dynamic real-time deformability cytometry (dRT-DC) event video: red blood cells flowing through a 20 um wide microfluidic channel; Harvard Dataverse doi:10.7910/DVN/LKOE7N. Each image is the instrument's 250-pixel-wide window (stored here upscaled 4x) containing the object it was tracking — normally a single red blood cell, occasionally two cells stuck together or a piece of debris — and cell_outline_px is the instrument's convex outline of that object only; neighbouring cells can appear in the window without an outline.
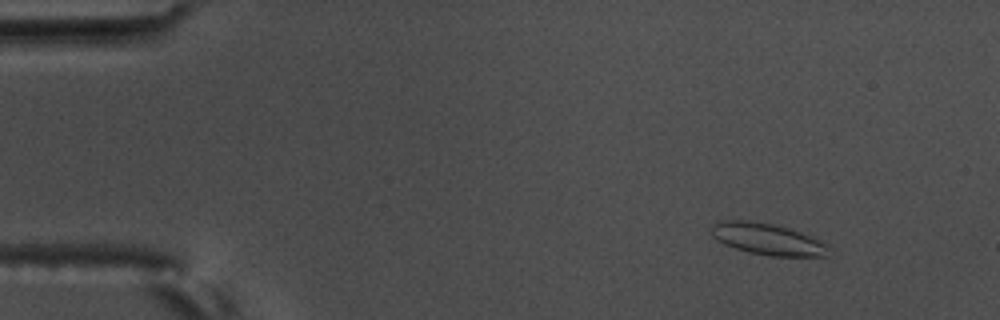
{"species": "common noctule bat (a hibernating species)", "species_latin": "Nyctalus noctula", "temperature_condition": "warm", "stored_images_in_passage": 18, "camera_frame_rate_fps": 3000, "um_per_image_px": 0.085, "animal": {"sex": "male", "body_mass_g": 17.5, "forearm_length_mm": 52.3}, "frame": {"image": 1, "passage_image": 8, "time_ms": 2.333, "image_size_px": [1000, 320], "cell_outline_px": [[828, 256], [772, 256], [748, 252], [724, 244], [716, 240], [712, 236], [708, 228], [712, 224], [720, 220], [748, 220], [776, 224], [812, 236], [824, 244]], "centroid_in_image_um": [65.13, 20.3], "position_along_channel_um": 19.9, "area_um2": 21.56}}